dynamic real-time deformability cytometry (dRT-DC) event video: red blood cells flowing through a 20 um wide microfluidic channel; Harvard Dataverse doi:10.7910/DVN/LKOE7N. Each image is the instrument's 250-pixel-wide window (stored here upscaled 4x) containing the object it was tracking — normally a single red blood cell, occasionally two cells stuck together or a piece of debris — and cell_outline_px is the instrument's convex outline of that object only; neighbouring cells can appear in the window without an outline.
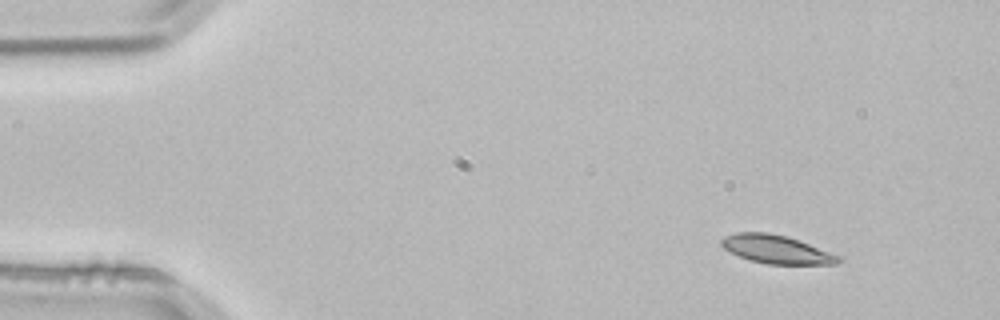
{"species": "common noctule bat (a hibernating species)", "species_latin": "Nyctalus noctula", "temperature_condition": "room temperature", "stored_images_in_passage": 3, "camera_frame_rate_fps": 3000, "um_per_image_px": 0.085, "animal": {"sex": "male", "body_mass_g": 21.5, "forearm_length_mm": 52.0}, "frame": {"image": 1, "passage_image": 1, "time_ms": 0.0, "image_size_px": [1000, 320], "cell_outline_px": [[844, 260], [836, 264], [768, 264], [748, 260], [724, 248], [720, 244], [720, 240], [724, 236], [736, 232], [768, 232], [788, 236], [840, 256]], "centroid_in_image_um": [65.99, 21.19], "position_along_channel_um": 19.0, "area_um2": 19.36}}
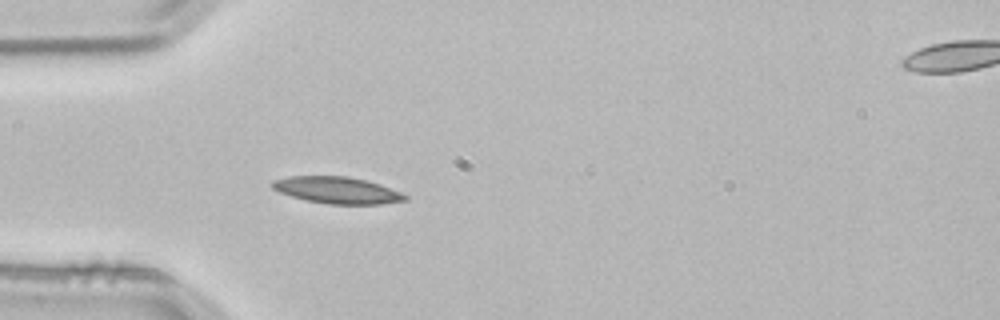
{"frame": {"image": 2, "passage_image": 3, "time_ms": 0.667, "image_size_px": [1000, 320], "cell_outline_px": [[408, 200], [380, 204], [328, 204], [308, 200], [292, 196], [280, 192], [272, 188], [268, 184], [272, 180], [288, 176], [348, 176], [368, 180], [380, 184], [400, 192], [408, 196]], "centroid_in_image_um": [28.65, 16.15], "position_along_channel_um": 56.4, "area_um2": 20.75}}